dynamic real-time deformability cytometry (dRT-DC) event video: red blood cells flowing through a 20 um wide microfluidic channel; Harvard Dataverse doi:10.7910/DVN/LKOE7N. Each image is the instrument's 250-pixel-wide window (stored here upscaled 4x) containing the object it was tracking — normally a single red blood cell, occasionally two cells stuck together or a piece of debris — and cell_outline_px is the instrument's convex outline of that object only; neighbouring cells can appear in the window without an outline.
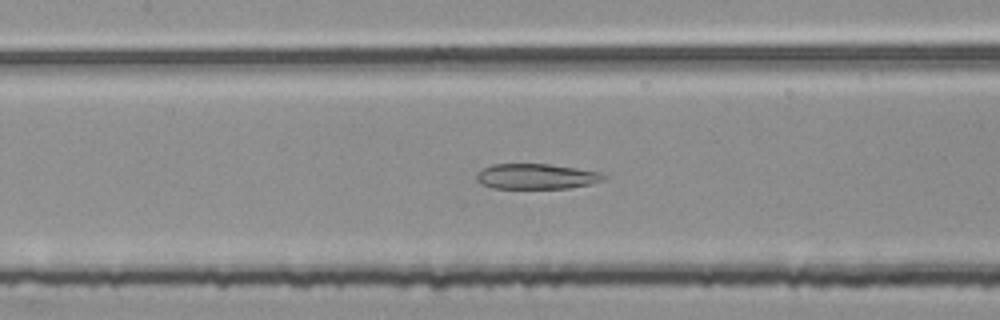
{"species": "common noctule bat (a hibernating species)", "species_latin": "Nyctalus noctula", "temperature_condition": "room temperature", "stored_images_in_passage": 54, "camera_frame_rate_fps": 3000, "um_per_image_px": 0.085, "animal": {"sex": "female", "body_mass_g": 25.1}, "frame": {"image": 1, "passage_image": 25, "time_ms": 8.0, "image_size_px": [1000, 320], "cell_outline_px": [[604, 180], [592, 184], [568, 188], [492, 188], [480, 184], [476, 180], [476, 172], [492, 164], [548, 164], [576, 168], [600, 172], [604, 176]], "centroid_in_image_um": [45.55, 15.0], "position_along_channel_um": 161.9, "area_um2": 18.79}}
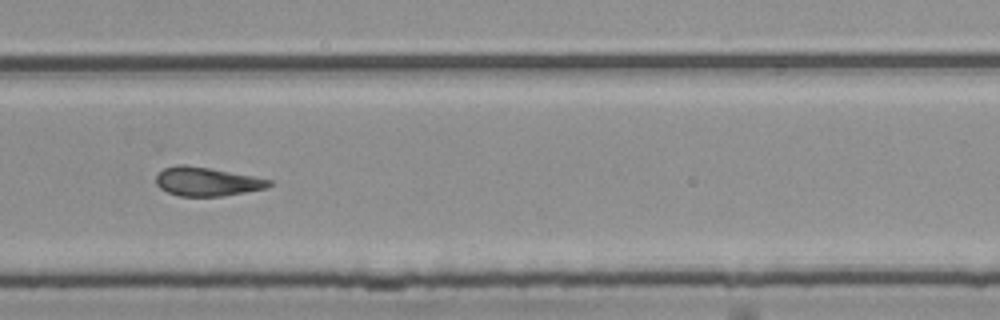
{"frame": {"image": 2, "passage_image": 37, "time_ms": 12.0, "image_size_px": [1000, 320], "cell_outline_px": [[272, 184], [268, 188], [220, 196], [180, 196], [168, 192], [160, 188], [156, 184], [156, 176], [164, 168], [180, 164], [184, 164], [208, 168], [252, 176], [272, 180]], "centroid_in_image_um": [17.57, 15.44], "position_along_channel_um": 312.2, "area_um2": 18.73}}
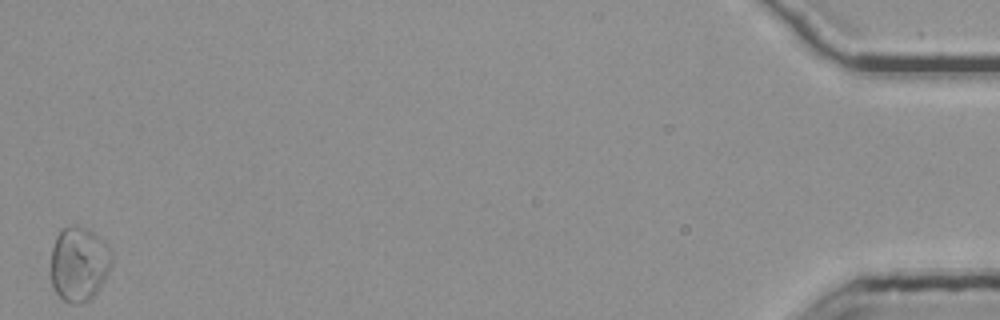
{"frame": {"image": 3, "passage_image": 54, "time_ms": 17.667, "image_size_px": [1000, 320], "cell_outline_px": [[112, 264], [108, 272], [92, 300], [76, 304], [72, 304], [64, 300], [56, 292], [52, 284], [52, 248], [56, 236], [64, 228], [84, 228], [92, 232], [104, 240], [112, 252]], "centroid_in_image_um": [6.74, 22.47], "position_along_channel_um": 428.5, "area_um2": 26.07}, "authors_computed_cell_mechanics": {"area_um2": 23.2067, "velocity_mm_per_s": 3.772, "shape_relaxation_time_tau1_ms": null, "shape_relaxation_time_tau2_ms": 4.8773, "deformation_change_tau1": null, "deformation_change_tau2": 0.1535}}